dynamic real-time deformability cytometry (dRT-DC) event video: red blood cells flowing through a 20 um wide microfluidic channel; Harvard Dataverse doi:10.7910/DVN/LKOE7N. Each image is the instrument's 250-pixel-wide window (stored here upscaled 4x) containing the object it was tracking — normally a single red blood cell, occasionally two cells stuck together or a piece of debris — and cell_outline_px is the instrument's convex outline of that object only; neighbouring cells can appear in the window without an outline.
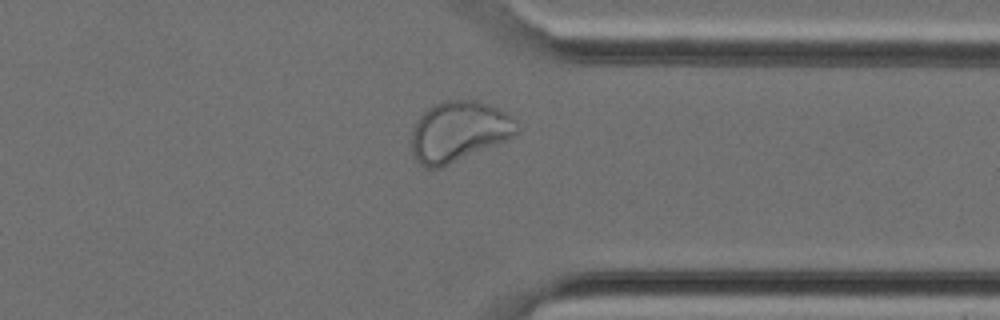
{"species": "Egyptian fruit bat (a non-hibernating species)", "species_latin": "Rousettus aegyptiacus", "temperature_condition": "cold", "stored_images_in_passage": 30, "camera_frame_rate_fps": 3000, "um_per_image_px": 0.085, "animal": {"sex": "female"}, "frame": {"image": 1, "passage_image": 22, "time_ms": 7.0, "image_size_px": [1000, 320], "cell_outline_px": [[520, 132], [504, 140], [440, 168], [424, 168], [416, 160], [412, 152], [412, 132], [420, 116], [428, 108], [444, 100], [476, 100], [488, 104], [512, 116], [516, 120], [520, 128]], "centroid_in_image_um": [39.0, 11.17], "position_along_channel_um": 372.4, "area_um2": 36.65}}